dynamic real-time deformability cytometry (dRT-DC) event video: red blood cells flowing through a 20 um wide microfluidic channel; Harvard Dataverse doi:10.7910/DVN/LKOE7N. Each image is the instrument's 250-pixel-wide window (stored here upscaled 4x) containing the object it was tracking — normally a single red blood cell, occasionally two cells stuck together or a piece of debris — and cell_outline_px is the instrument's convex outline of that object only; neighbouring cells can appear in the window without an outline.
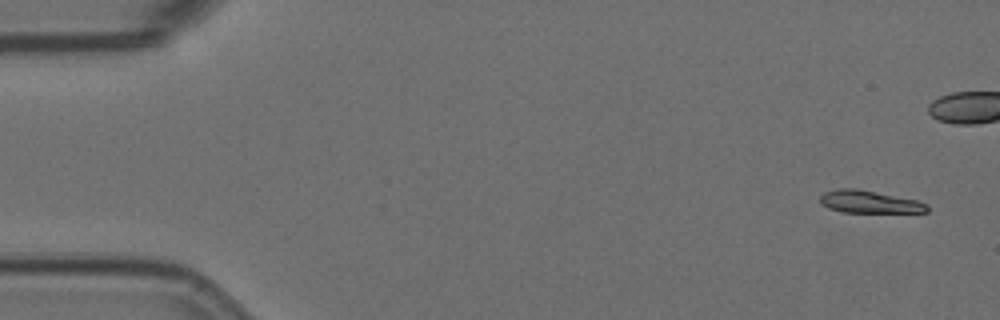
{"species": "Egyptian fruit bat (a non-hibernating species)", "species_latin": "Rousettus aegyptiacus", "temperature_condition": "room temperature", "stored_images_in_passage": 5, "camera_frame_rate_fps": 3000, "um_per_image_px": 0.085, "animal": {"sex": "female"}, "frame": {"image": 1, "passage_image": 1, "time_ms": 0.0, "image_size_px": [1000, 320], "cell_outline_px": [[928, 212], [844, 212], [828, 208], [820, 204], [820, 196], [824, 192], [836, 188], [856, 188], [916, 200], [928, 204]], "centroid_in_image_um": [73.85, 17.15], "position_along_channel_um": 11.1, "area_um2": 13.99}}
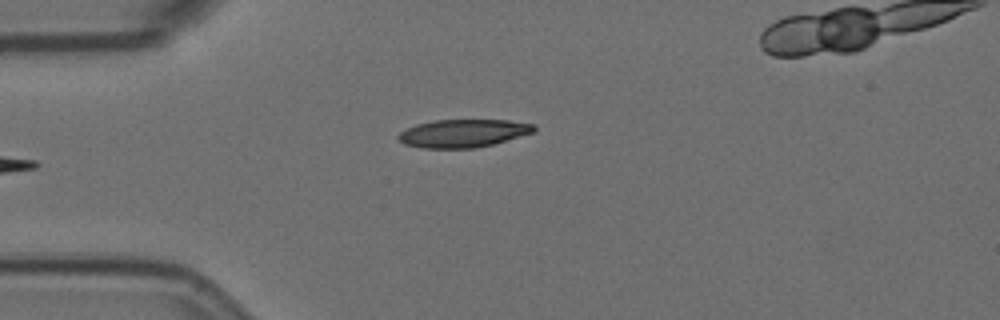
{"frame": {"image": 2, "passage_image": 5, "time_ms": 1.333, "image_size_px": [1000, 320], "cell_outline_px": [[536, 128], [532, 132], [492, 144], [476, 148], [424, 148], [404, 144], [396, 136], [400, 132], [416, 124], [436, 120], [508, 120], [536, 124]], "centroid_in_image_um": [39.35, 11.32], "position_along_channel_um": 45.7, "area_um2": 21.91}}